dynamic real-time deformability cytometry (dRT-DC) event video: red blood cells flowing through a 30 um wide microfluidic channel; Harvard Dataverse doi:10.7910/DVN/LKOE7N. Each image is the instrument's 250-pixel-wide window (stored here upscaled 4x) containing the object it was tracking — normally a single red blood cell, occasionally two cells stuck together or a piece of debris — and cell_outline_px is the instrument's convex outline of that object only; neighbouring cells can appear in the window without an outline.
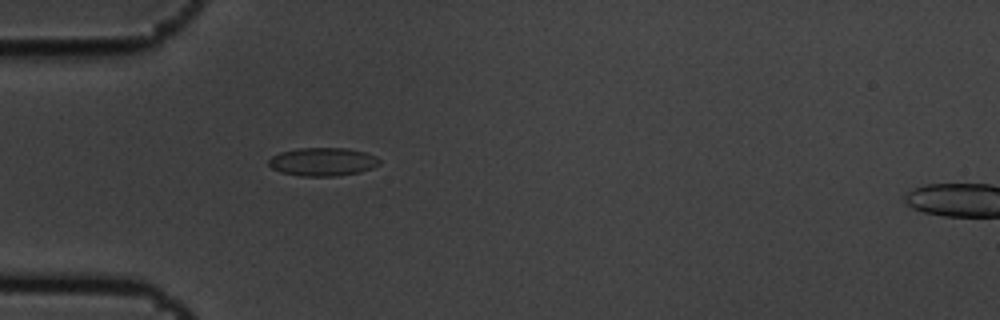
{"species": "common noctule bat (a hibernating species)", "species_latin": "Nyctalus noctula", "temperature_condition": "cold", "stored_images_in_passage": 2, "camera_frame_rate_fps": 3000, "um_per_image_px": 0.085, "animal": {"sex": "male", "body_mass_g": 19.5, "forearm_length_mm": 54.6}, "frame": {"image": 1, "passage_image": 1, "time_ms": 0.0, "image_size_px": [1000, 320], "cell_outline_px": [[380, 164], [372, 168], [360, 172], [336, 176], [300, 176], [280, 172], [272, 168], [268, 164], [268, 160], [272, 156], [280, 152], [296, 148], [348, 148], [364, 152], [376, 156], [380, 160]], "centroid_in_image_um": [27.42, 13.75], "position_along_channel_um": 57.6, "area_um2": 18.38}}